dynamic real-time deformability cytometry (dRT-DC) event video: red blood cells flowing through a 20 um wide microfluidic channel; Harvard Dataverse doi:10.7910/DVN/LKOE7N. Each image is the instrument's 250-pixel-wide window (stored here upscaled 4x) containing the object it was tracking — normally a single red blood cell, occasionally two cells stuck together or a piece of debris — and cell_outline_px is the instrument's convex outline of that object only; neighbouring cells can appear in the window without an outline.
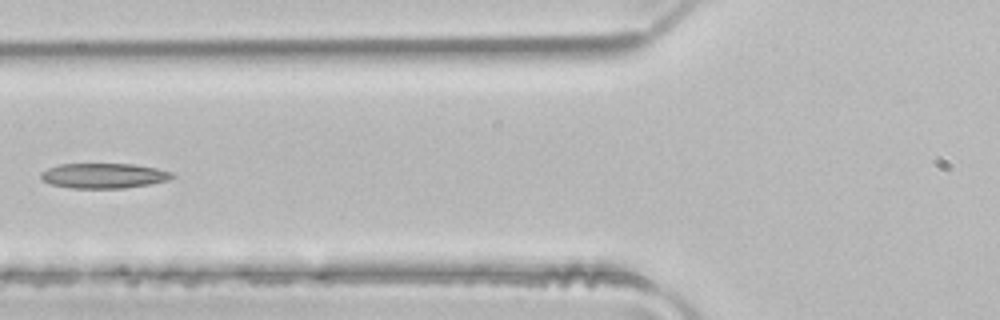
{"species": "common noctule bat (a hibernating species)", "species_latin": "Nyctalus noctula", "temperature_condition": "room temperature", "stored_images_in_passage": 5, "camera_frame_rate_fps": 3000, "um_per_image_px": 0.085, "animal": {"sex": "male", "body_mass_g": 21.5, "forearm_length_mm": 52.0}, "frame": {"image": 1, "passage_image": 5, "time_ms": 1.333, "image_size_px": [1000, 320], "cell_outline_px": [[176, 176], [168, 180], [152, 184], [124, 188], [72, 188], [48, 184], [40, 176], [40, 172], [48, 168], [60, 164], [136, 164], [156, 168], [172, 172]], "centroid_in_image_um": [8.83, 14.94], "position_along_channel_um": 117.0, "area_um2": 19.31}}